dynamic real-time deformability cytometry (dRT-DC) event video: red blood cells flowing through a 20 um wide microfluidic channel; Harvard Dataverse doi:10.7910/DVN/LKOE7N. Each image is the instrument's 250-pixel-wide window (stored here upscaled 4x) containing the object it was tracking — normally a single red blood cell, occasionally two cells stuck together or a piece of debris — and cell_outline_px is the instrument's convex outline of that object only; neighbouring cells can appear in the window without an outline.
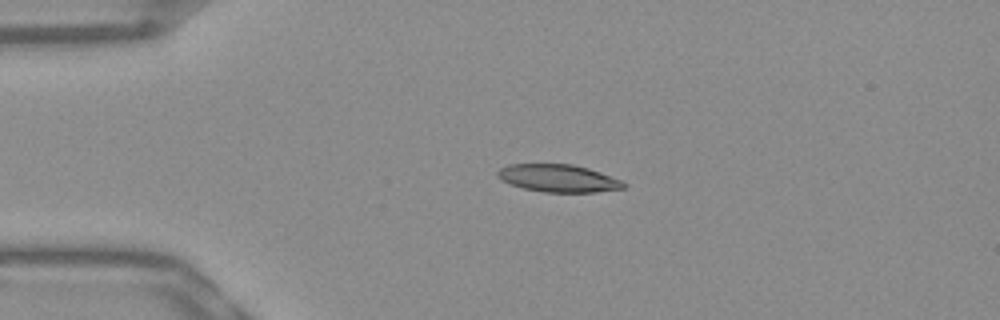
{"species": "Egyptian fruit bat (a non-hibernating species)", "species_latin": "Rousettus aegyptiacus", "temperature_condition": "warm", "stored_images_in_passage": 40, "camera_frame_rate_fps": 3000, "um_per_image_px": 0.085, "frame": {"image": 1, "passage_image": 5, "time_ms": 1.333, "image_size_px": [1000, 320], "cell_outline_px": [[628, 184], [624, 188], [596, 192], [544, 192], [524, 188], [500, 180], [496, 176], [496, 172], [500, 168], [508, 164], [572, 164], [588, 168], [600, 172], [620, 180]], "centroid_in_image_um": [47.44, 15.15], "position_along_channel_um": 37.6, "area_um2": 20.23}}
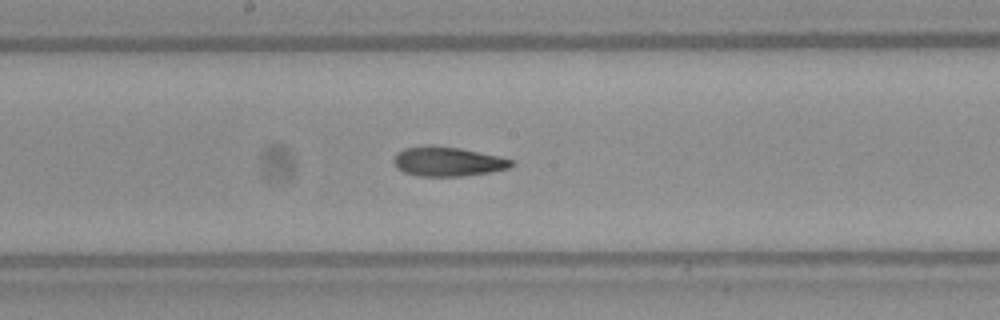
{"frame": {"image": 2, "passage_image": 21, "time_ms": 6.667, "image_size_px": [1000, 320], "cell_outline_px": [[516, 164], [508, 168], [488, 172], [460, 176], [420, 176], [404, 172], [396, 168], [392, 164], [392, 160], [396, 152], [404, 148], [460, 148], [500, 156], [512, 160]], "centroid_in_image_um": [38.05, 13.76], "position_along_channel_um": 210.1, "area_um2": 19.59}}
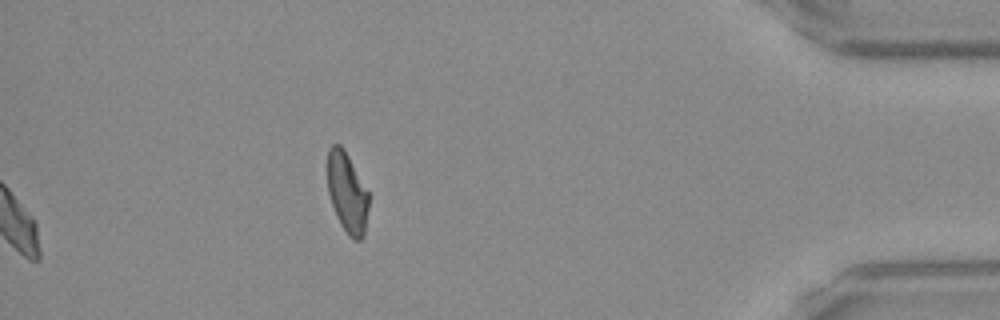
{"frame": {"image": 3, "passage_image": 40, "time_ms": 13.0, "image_size_px": [1000, 320], "cell_outline_px": [[368, 208], [364, 236], [360, 240], [356, 240], [348, 236], [340, 224], [336, 216], [328, 192], [328, 148], [332, 144], [340, 144], [344, 148], [368, 192]], "centroid_in_image_um": [29.5, 16.38], "position_along_channel_um": 405.7, "area_um2": 19.19}, "authors_computed_cell_mechanics": {"area_um2": 20.2589, "velocity_mm_per_s": 3.8592, "shape_relaxation_time_tau1_ms": 9.4287, "shape_relaxation_time_tau2_ms": 2.8632, "deformation_change_tau1": 0.2613, "deformation_change_tau2": 0.1118}}